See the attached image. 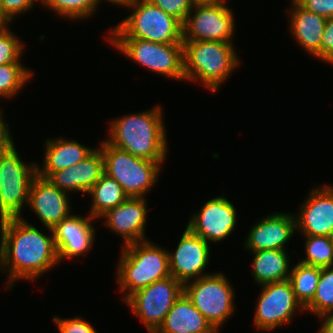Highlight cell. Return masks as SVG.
Segmentation results:
<instances>
[{"label":"cell","mask_w":333,"mask_h":333,"mask_svg":"<svg viewBox=\"0 0 333 333\" xmlns=\"http://www.w3.org/2000/svg\"><path fill=\"white\" fill-rule=\"evenodd\" d=\"M50 233L45 235L23 218L0 221V272L8 274L6 288L10 290L18 280L38 279L59 265L53 231Z\"/></svg>","instance_id":"1"},{"label":"cell","mask_w":333,"mask_h":333,"mask_svg":"<svg viewBox=\"0 0 333 333\" xmlns=\"http://www.w3.org/2000/svg\"><path fill=\"white\" fill-rule=\"evenodd\" d=\"M162 111L158 105L111 120L106 141L136 157L166 161L169 148Z\"/></svg>","instance_id":"2"},{"label":"cell","mask_w":333,"mask_h":333,"mask_svg":"<svg viewBox=\"0 0 333 333\" xmlns=\"http://www.w3.org/2000/svg\"><path fill=\"white\" fill-rule=\"evenodd\" d=\"M121 249L115 275L120 292H125L124 301L136 291L171 276L169 250L160 245L145 240Z\"/></svg>","instance_id":"3"},{"label":"cell","mask_w":333,"mask_h":333,"mask_svg":"<svg viewBox=\"0 0 333 333\" xmlns=\"http://www.w3.org/2000/svg\"><path fill=\"white\" fill-rule=\"evenodd\" d=\"M234 42L183 41L186 81L202 82L213 93L239 66Z\"/></svg>","instance_id":"4"},{"label":"cell","mask_w":333,"mask_h":333,"mask_svg":"<svg viewBox=\"0 0 333 333\" xmlns=\"http://www.w3.org/2000/svg\"><path fill=\"white\" fill-rule=\"evenodd\" d=\"M133 12L108 31L107 38H136L157 43H183V24L149 0H126Z\"/></svg>","instance_id":"5"},{"label":"cell","mask_w":333,"mask_h":333,"mask_svg":"<svg viewBox=\"0 0 333 333\" xmlns=\"http://www.w3.org/2000/svg\"><path fill=\"white\" fill-rule=\"evenodd\" d=\"M99 146L104 157V173L114 178L128 197H142L158 180L165 161H150L132 155L109 144L106 139Z\"/></svg>","instance_id":"6"},{"label":"cell","mask_w":333,"mask_h":333,"mask_svg":"<svg viewBox=\"0 0 333 333\" xmlns=\"http://www.w3.org/2000/svg\"><path fill=\"white\" fill-rule=\"evenodd\" d=\"M115 49L151 72L184 80L183 43H157L136 38H107Z\"/></svg>","instance_id":"7"},{"label":"cell","mask_w":333,"mask_h":333,"mask_svg":"<svg viewBox=\"0 0 333 333\" xmlns=\"http://www.w3.org/2000/svg\"><path fill=\"white\" fill-rule=\"evenodd\" d=\"M36 175L37 163L24 162L15 145L0 155V221L23 218L21 213L28 205L30 186Z\"/></svg>","instance_id":"8"},{"label":"cell","mask_w":333,"mask_h":333,"mask_svg":"<svg viewBox=\"0 0 333 333\" xmlns=\"http://www.w3.org/2000/svg\"><path fill=\"white\" fill-rule=\"evenodd\" d=\"M228 279L222 272H213L184 284L186 296L218 333L235 310V292Z\"/></svg>","instance_id":"9"},{"label":"cell","mask_w":333,"mask_h":333,"mask_svg":"<svg viewBox=\"0 0 333 333\" xmlns=\"http://www.w3.org/2000/svg\"><path fill=\"white\" fill-rule=\"evenodd\" d=\"M183 292L184 285L169 276L136 291L124 303L146 326L148 333H155Z\"/></svg>","instance_id":"10"},{"label":"cell","mask_w":333,"mask_h":333,"mask_svg":"<svg viewBox=\"0 0 333 333\" xmlns=\"http://www.w3.org/2000/svg\"><path fill=\"white\" fill-rule=\"evenodd\" d=\"M260 288L261 293L257 299L253 317L257 330L273 331L275 328L289 324L296 311H304L302 305L296 300L289 280L268 283Z\"/></svg>","instance_id":"11"},{"label":"cell","mask_w":333,"mask_h":333,"mask_svg":"<svg viewBox=\"0 0 333 333\" xmlns=\"http://www.w3.org/2000/svg\"><path fill=\"white\" fill-rule=\"evenodd\" d=\"M235 28L230 7L194 4L183 24V41L233 42Z\"/></svg>","instance_id":"12"},{"label":"cell","mask_w":333,"mask_h":333,"mask_svg":"<svg viewBox=\"0 0 333 333\" xmlns=\"http://www.w3.org/2000/svg\"><path fill=\"white\" fill-rule=\"evenodd\" d=\"M237 219L235 206L223 194L206 201L197 213L192 214L186 226L210 244L229 237L237 226Z\"/></svg>","instance_id":"13"},{"label":"cell","mask_w":333,"mask_h":333,"mask_svg":"<svg viewBox=\"0 0 333 333\" xmlns=\"http://www.w3.org/2000/svg\"><path fill=\"white\" fill-rule=\"evenodd\" d=\"M174 252L169 253V270L172 277L183 285L211 273H205L210 261V246L187 226Z\"/></svg>","instance_id":"14"},{"label":"cell","mask_w":333,"mask_h":333,"mask_svg":"<svg viewBox=\"0 0 333 333\" xmlns=\"http://www.w3.org/2000/svg\"><path fill=\"white\" fill-rule=\"evenodd\" d=\"M295 216L302 236H329L333 229V185L313 187Z\"/></svg>","instance_id":"15"},{"label":"cell","mask_w":333,"mask_h":333,"mask_svg":"<svg viewBox=\"0 0 333 333\" xmlns=\"http://www.w3.org/2000/svg\"><path fill=\"white\" fill-rule=\"evenodd\" d=\"M68 193L60 190L49 179L38 174L32 180L28 206L49 232L72 214Z\"/></svg>","instance_id":"16"},{"label":"cell","mask_w":333,"mask_h":333,"mask_svg":"<svg viewBox=\"0 0 333 333\" xmlns=\"http://www.w3.org/2000/svg\"><path fill=\"white\" fill-rule=\"evenodd\" d=\"M92 220L95 219L90 215L72 214L52 229L59 262L86 255L93 249L96 234Z\"/></svg>","instance_id":"17"},{"label":"cell","mask_w":333,"mask_h":333,"mask_svg":"<svg viewBox=\"0 0 333 333\" xmlns=\"http://www.w3.org/2000/svg\"><path fill=\"white\" fill-rule=\"evenodd\" d=\"M260 219L249 230L243 247L251 253L268 249L286 250V243L296 233L294 214L275 212Z\"/></svg>","instance_id":"18"},{"label":"cell","mask_w":333,"mask_h":333,"mask_svg":"<svg viewBox=\"0 0 333 333\" xmlns=\"http://www.w3.org/2000/svg\"><path fill=\"white\" fill-rule=\"evenodd\" d=\"M142 197H128L122 204L106 212L105 226L123 237L122 246L148 240L146 238L147 203Z\"/></svg>","instance_id":"19"},{"label":"cell","mask_w":333,"mask_h":333,"mask_svg":"<svg viewBox=\"0 0 333 333\" xmlns=\"http://www.w3.org/2000/svg\"><path fill=\"white\" fill-rule=\"evenodd\" d=\"M104 174V157L96 148L83 161L54 172L48 179L60 190L87 193Z\"/></svg>","instance_id":"20"},{"label":"cell","mask_w":333,"mask_h":333,"mask_svg":"<svg viewBox=\"0 0 333 333\" xmlns=\"http://www.w3.org/2000/svg\"><path fill=\"white\" fill-rule=\"evenodd\" d=\"M288 8L291 35L297 44L310 56L321 59V43L327 19L302 7L296 0H291Z\"/></svg>","instance_id":"21"},{"label":"cell","mask_w":333,"mask_h":333,"mask_svg":"<svg viewBox=\"0 0 333 333\" xmlns=\"http://www.w3.org/2000/svg\"><path fill=\"white\" fill-rule=\"evenodd\" d=\"M45 148L43 167L37 164V174L47 179L54 172L83 161L95 150L94 148L82 145L76 140H68L61 137L47 139Z\"/></svg>","instance_id":"22"},{"label":"cell","mask_w":333,"mask_h":333,"mask_svg":"<svg viewBox=\"0 0 333 333\" xmlns=\"http://www.w3.org/2000/svg\"><path fill=\"white\" fill-rule=\"evenodd\" d=\"M155 333H218L183 292Z\"/></svg>","instance_id":"23"},{"label":"cell","mask_w":333,"mask_h":333,"mask_svg":"<svg viewBox=\"0 0 333 333\" xmlns=\"http://www.w3.org/2000/svg\"><path fill=\"white\" fill-rule=\"evenodd\" d=\"M287 250L268 249L253 252L252 273L254 283L260 286L286 281L290 275V258Z\"/></svg>","instance_id":"24"},{"label":"cell","mask_w":333,"mask_h":333,"mask_svg":"<svg viewBox=\"0 0 333 333\" xmlns=\"http://www.w3.org/2000/svg\"><path fill=\"white\" fill-rule=\"evenodd\" d=\"M86 194H90L92 198L89 215L94 219H100L106 212L122 204L128 198L121 185L106 173Z\"/></svg>","instance_id":"25"},{"label":"cell","mask_w":333,"mask_h":333,"mask_svg":"<svg viewBox=\"0 0 333 333\" xmlns=\"http://www.w3.org/2000/svg\"><path fill=\"white\" fill-rule=\"evenodd\" d=\"M321 276V268L298 262L291 266L289 281L296 300L305 308L313 299Z\"/></svg>","instance_id":"26"},{"label":"cell","mask_w":333,"mask_h":333,"mask_svg":"<svg viewBox=\"0 0 333 333\" xmlns=\"http://www.w3.org/2000/svg\"><path fill=\"white\" fill-rule=\"evenodd\" d=\"M32 76L33 72L21 63L0 65V97L11 99L16 96Z\"/></svg>","instance_id":"27"},{"label":"cell","mask_w":333,"mask_h":333,"mask_svg":"<svg viewBox=\"0 0 333 333\" xmlns=\"http://www.w3.org/2000/svg\"><path fill=\"white\" fill-rule=\"evenodd\" d=\"M318 318L333 313V266L321 268V276L312 301L304 308Z\"/></svg>","instance_id":"28"},{"label":"cell","mask_w":333,"mask_h":333,"mask_svg":"<svg viewBox=\"0 0 333 333\" xmlns=\"http://www.w3.org/2000/svg\"><path fill=\"white\" fill-rule=\"evenodd\" d=\"M42 6L59 14L61 18L70 20L88 19L95 11L99 4L98 0H41Z\"/></svg>","instance_id":"29"},{"label":"cell","mask_w":333,"mask_h":333,"mask_svg":"<svg viewBox=\"0 0 333 333\" xmlns=\"http://www.w3.org/2000/svg\"><path fill=\"white\" fill-rule=\"evenodd\" d=\"M305 238V259H300L299 262L326 268L333 266V246L330 243L328 236H304Z\"/></svg>","instance_id":"30"},{"label":"cell","mask_w":333,"mask_h":333,"mask_svg":"<svg viewBox=\"0 0 333 333\" xmlns=\"http://www.w3.org/2000/svg\"><path fill=\"white\" fill-rule=\"evenodd\" d=\"M9 27V24L0 25V65L21 63L24 53V43Z\"/></svg>","instance_id":"31"},{"label":"cell","mask_w":333,"mask_h":333,"mask_svg":"<svg viewBox=\"0 0 333 333\" xmlns=\"http://www.w3.org/2000/svg\"><path fill=\"white\" fill-rule=\"evenodd\" d=\"M153 5L161 8L165 13L185 23L188 14L193 9V0H149Z\"/></svg>","instance_id":"32"},{"label":"cell","mask_w":333,"mask_h":333,"mask_svg":"<svg viewBox=\"0 0 333 333\" xmlns=\"http://www.w3.org/2000/svg\"><path fill=\"white\" fill-rule=\"evenodd\" d=\"M41 0H1V25L10 24L16 16L31 11Z\"/></svg>","instance_id":"33"},{"label":"cell","mask_w":333,"mask_h":333,"mask_svg":"<svg viewBox=\"0 0 333 333\" xmlns=\"http://www.w3.org/2000/svg\"><path fill=\"white\" fill-rule=\"evenodd\" d=\"M53 321L60 333H98L88 320L79 316L67 319L54 316Z\"/></svg>","instance_id":"34"},{"label":"cell","mask_w":333,"mask_h":333,"mask_svg":"<svg viewBox=\"0 0 333 333\" xmlns=\"http://www.w3.org/2000/svg\"><path fill=\"white\" fill-rule=\"evenodd\" d=\"M321 61L333 65V17L327 19L321 43Z\"/></svg>","instance_id":"35"},{"label":"cell","mask_w":333,"mask_h":333,"mask_svg":"<svg viewBox=\"0 0 333 333\" xmlns=\"http://www.w3.org/2000/svg\"><path fill=\"white\" fill-rule=\"evenodd\" d=\"M307 10L323 16L326 19L333 17V0H296Z\"/></svg>","instance_id":"36"},{"label":"cell","mask_w":333,"mask_h":333,"mask_svg":"<svg viewBox=\"0 0 333 333\" xmlns=\"http://www.w3.org/2000/svg\"><path fill=\"white\" fill-rule=\"evenodd\" d=\"M0 108V155L5 153L11 146L14 145L9 124L4 121V114Z\"/></svg>","instance_id":"37"},{"label":"cell","mask_w":333,"mask_h":333,"mask_svg":"<svg viewBox=\"0 0 333 333\" xmlns=\"http://www.w3.org/2000/svg\"><path fill=\"white\" fill-rule=\"evenodd\" d=\"M319 319H321L322 325L317 333H333V313L324 314Z\"/></svg>","instance_id":"38"},{"label":"cell","mask_w":333,"mask_h":333,"mask_svg":"<svg viewBox=\"0 0 333 333\" xmlns=\"http://www.w3.org/2000/svg\"><path fill=\"white\" fill-rule=\"evenodd\" d=\"M228 0H193L195 5H227Z\"/></svg>","instance_id":"39"},{"label":"cell","mask_w":333,"mask_h":333,"mask_svg":"<svg viewBox=\"0 0 333 333\" xmlns=\"http://www.w3.org/2000/svg\"><path fill=\"white\" fill-rule=\"evenodd\" d=\"M98 1L101 3V1L103 0H98ZM104 1H106V3L109 2L110 4L116 5L118 7L123 6L124 3L126 2V0H104Z\"/></svg>","instance_id":"40"},{"label":"cell","mask_w":333,"mask_h":333,"mask_svg":"<svg viewBox=\"0 0 333 333\" xmlns=\"http://www.w3.org/2000/svg\"><path fill=\"white\" fill-rule=\"evenodd\" d=\"M329 240H330V243L332 244V246H333V229H332V231L330 232V234H329Z\"/></svg>","instance_id":"41"},{"label":"cell","mask_w":333,"mask_h":333,"mask_svg":"<svg viewBox=\"0 0 333 333\" xmlns=\"http://www.w3.org/2000/svg\"><path fill=\"white\" fill-rule=\"evenodd\" d=\"M0 25H1V0H0Z\"/></svg>","instance_id":"42"}]
</instances>
